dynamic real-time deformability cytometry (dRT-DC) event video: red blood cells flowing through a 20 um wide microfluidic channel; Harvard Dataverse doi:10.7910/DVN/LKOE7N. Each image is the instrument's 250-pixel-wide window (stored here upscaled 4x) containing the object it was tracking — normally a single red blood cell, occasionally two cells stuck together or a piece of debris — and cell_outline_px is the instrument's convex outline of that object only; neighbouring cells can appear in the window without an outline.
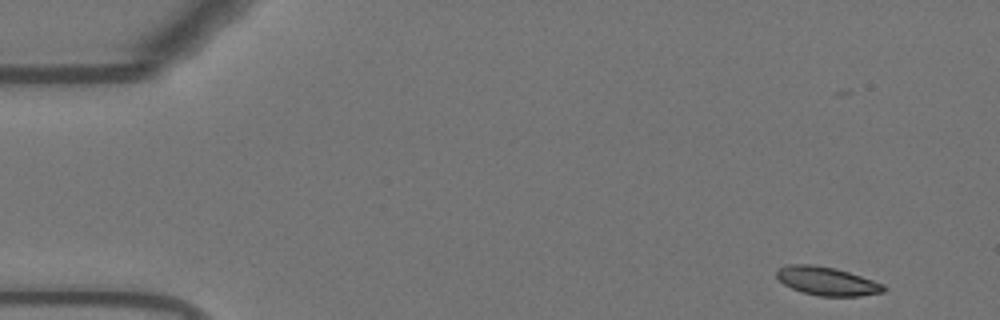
{"species": "Egyptian fruit bat (a non-hibernating species)", "species_latin": "Rousettus aegyptiacus", "temperature_condition": "warm", "stored_images_in_passage": 22, "camera_frame_rate_fps": 3000, "um_per_image_px": 0.085, "animal": {"sex": "female"}, "frame": {"image": 1, "passage_image": 1, "time_ms": 0.0, "image_size_px": [1000, 320], "cell_outline_px": [[884, 292], [860, 296], [820, 296], [804, 292], [792, 288], [784, 284], [776, 276], [776, 272], [784, 264], [812, 264], [832, 268], [848, 272], [884, 284]], "centroid_in_image_um": [70.27, 23.89], "position_along_channel_um": 14.7, "area_um2": 17.51}}
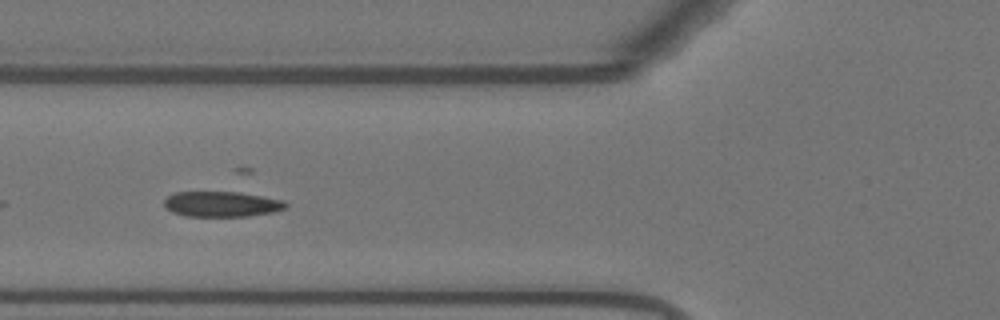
{"frame": {"image": 2, "passage_image": 18, "time_ms": 5.667, "image_size_px": [1000, 320], "cell_outline_px": [[288, 208], [272, 212], [248, 216], [188, 216], [172, 212], [164, 208], [164, 200], [168, 196], [176, 192], [240, 192], [284, 200], [288, 204]], "centroid_in_image_um": [18.85, 17.35], "position_along_channel_um": 106.9, "area_um2": 18.03}}
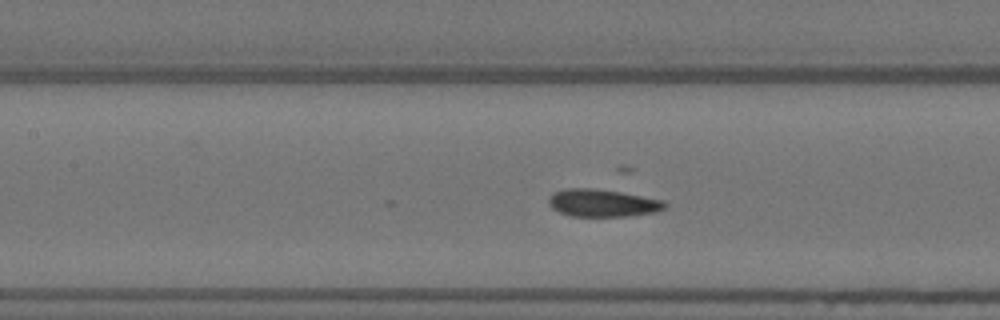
{"frame": {"image": 3, "passage_image": 22, "time_ms": 7.0, "image_size_px": [1000, 320], "cell_outline_px": [[668, 204], [664, 208], [656, 212], [628, 216], [572, 216], [560, 212], [552, 208], [548, 204], [548, 196], [552, 192], [564, 188], [596, 188], [620, 192], [664, 200]], "centroid_in_image_um": [51.18, 17.24], "position_along_channel_um": 156.2, "area_um2": 18.79}}